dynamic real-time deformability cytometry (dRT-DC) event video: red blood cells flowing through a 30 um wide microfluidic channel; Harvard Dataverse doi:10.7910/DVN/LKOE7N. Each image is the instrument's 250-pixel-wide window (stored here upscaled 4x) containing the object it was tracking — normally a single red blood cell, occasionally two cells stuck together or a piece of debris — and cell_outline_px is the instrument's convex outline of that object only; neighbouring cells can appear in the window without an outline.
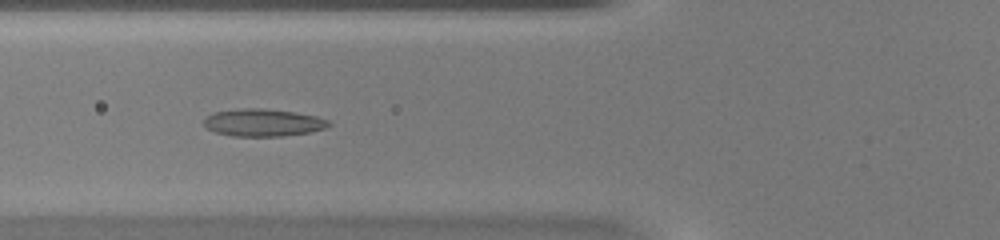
{"species": "common noctule bat (a hibernating species)", "species_latin": "Nyctalus noctula", "temperature_condition": "warm", "stored_images_in_passage": 35, "camera_frame_rate_fps": 3000, "um_per_image_px": 0.085, "animal": {"sex": "female", "body_mass_g": 20.0, "forearm_length_mm": 54.0}, "frame": {"image": 1, "passage_image": 6, "time_ms": 1.667, "image_size_px": [1000, 240], "cell_outline_px": [[332, 124], [324, 128], [308, 132], [284, 136], [232, 136], [216, 132], [208, 128], [204, 124], [204, 120], [212, 112], [244, 108], [260, 108], [292, 112], [316, 116], [328, 120]], "centroid_in_image_um": [22.35, 10.42], "position_along_channel_um": 103.5, "area_um2": 19.71}}
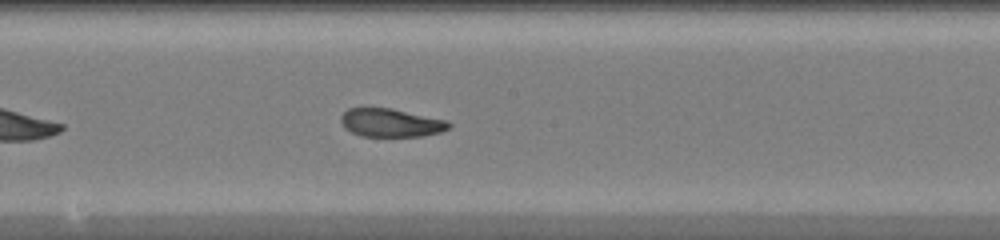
{"frame": {"image": 2, "passage_image": 14, "time_ms": 4.333, "image_size_px": [1000, 240], "cell_outline_px": [[452, 124], [448, 128], [440, 132], [424, 136], [360, 136], [344, 128], [340, 120], [340, 116], [348, 108], [392, 108], [448, 120]], "centroid_in_image_um": [33.23, 10.43], "position_along_channel_um": 215.0, "area_um2": 17.92}}
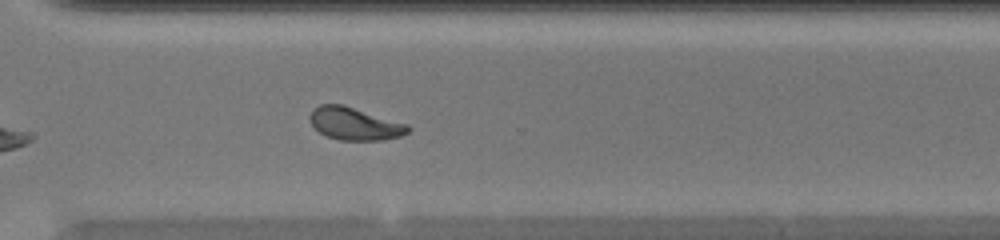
{"frame": {"image": 3, "passage_image": 23, "time_ms": 7.333, "image_size_px": [1000, 240], "cell_outline_px": [[412, 128], [408, 132], [400, 136], [384, 140], [340, 140], [328, 136], [320, 132], [312, 124], [308, 116], [320, 104], [344, 104], [408, 124]], "centroid_in_image_um": [30.19, 10.51], "position_along_channel_um": 340.4, "area_um2": 18.61}, "authors_computed_cell_mechanics": {"area_um2": 18.6694, "velocity_mm_per_s": 4.1885, "shape_relaxation_time_tau1_ms": null, "shape_relaxation_time_tau2_ms": 1.2103, "deformation_change_tau1": null, "deformation_change_tau2": 0.0673}}